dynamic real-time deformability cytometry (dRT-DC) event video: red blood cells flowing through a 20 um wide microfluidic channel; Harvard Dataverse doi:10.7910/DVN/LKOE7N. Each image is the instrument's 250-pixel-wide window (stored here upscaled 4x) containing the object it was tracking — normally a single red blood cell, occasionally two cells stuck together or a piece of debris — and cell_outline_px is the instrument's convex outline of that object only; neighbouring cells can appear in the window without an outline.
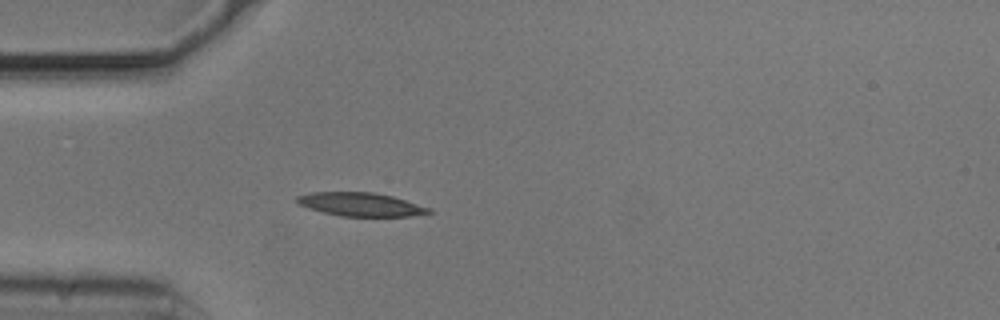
{"species": "common noctule bat (a hibernating species)", "species_latin": "Nyctalus noctula", "temperature_condition": "cold", "stored_images_in_passage": 41, "camera_frame_rate_fps": 3000, "um_per_image_px": 0.085, "animal": {"sex": "male", "body_mass_g": 20.5, "forearm_length_mm": 52.5}, "frame": {"image": 1, "passage_image": 1, "time_ms": 0.0, "image_size_px": [1000, 320], "cell_outline_px": [[432, 212], [412, 216], [340, 216], [308, 208], [296, 204], [296, 196], [312, 192], [372, 192], [392, 196], [432, 208]], "centroid_in_image_um": [30.64, 17.37], "position_along_channel_um": 54.4, "area_um2": 18.09}}
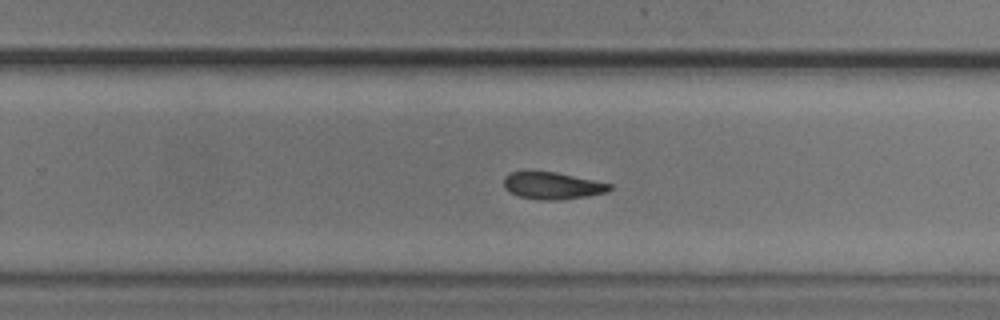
{"frame": {"image": 2, "passage_image": 20, "time_ms": 6.333, "image_size_px": [1000, 320], "cell_outline_px": [[612, 188], [608, 192], [588, 196], [564, 200], [540, 200], [520, 196], [508, 192], [504, 188], [504, 176], [508, 172], [556, 172], [612, 184]], "centroid_in_image_um": [46.95, 15.79], "position_along_channel_um": 282.8, "area_um2": 16.76}}
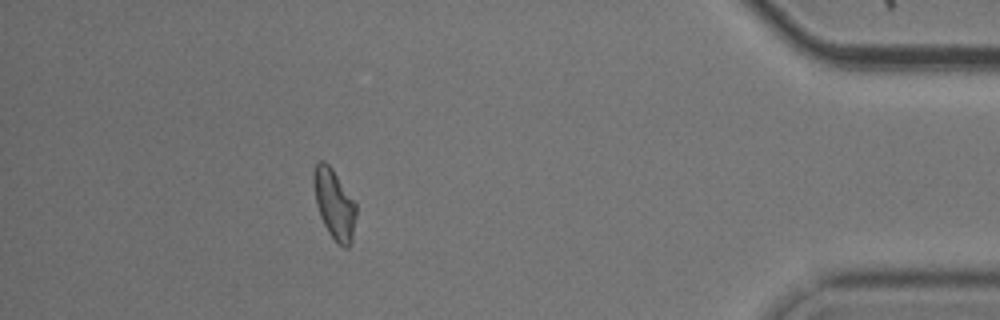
{"frame": {"image": 3, "passage_image": 34, "time_ms": 11.0, "image_size_px": [1000, 320], "cell_outline_px": [[356, 216], [352, 240], [348, 248], [344, 248], [336, 244], [328, 232], [320, 216], [316, 204], [312, 180], [312, 176], [316, 164], [320, 160], [324, 160], [332, 168], [356, 204]], "centroid_in_image_um": [28.4, 17.37], "position_along_channel_um": 406.8, "area_um2": 17.4}, "authors_computed_cell_mechanics": {"area_um2": 17.5134, "velocity_mm_per_s": 3.7059, "shape_relaxation_time_tau1_ms": 4.2018, "shape_relaxation_time_tau2_ms": 8.5137, "deformation_change_tau1": 0.1622, "deformation_change_tau2": 0.179}}